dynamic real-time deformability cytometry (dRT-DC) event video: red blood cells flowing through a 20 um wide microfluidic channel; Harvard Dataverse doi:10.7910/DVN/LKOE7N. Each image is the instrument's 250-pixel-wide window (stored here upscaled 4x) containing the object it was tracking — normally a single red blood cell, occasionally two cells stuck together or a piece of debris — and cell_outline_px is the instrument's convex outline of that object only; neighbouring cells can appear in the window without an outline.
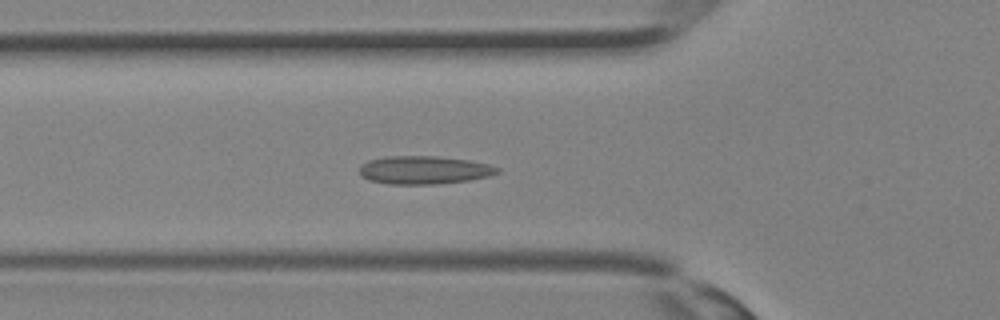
{"species": "Egyptian fruit bat (a non-hibernating species)", "species_latin": "Rousettus aegyptiacus", "temperature_condition": "room temperature", "stored_images_in_passage": 28, "camera_frame_rate_fps": 3000, "um_per_image_px": 0.085, "animal": {"sex": "female"}, "frame": {"image": 1, "passage_image": 6, "time_ms": 1.667, "image_size_px": [1000, 320], "cell_outline_px": [[496, 172], [480, 176], [460, 180], [376, 180], [364, 176], [360, 172], [360, 168], [376, 160], [460, 160], [480, 164], [492, 168]], "centroid_in_image_um": [36.04, 14.45], "position_along_channel_um": 89.8, "area_um2": 16.76}}
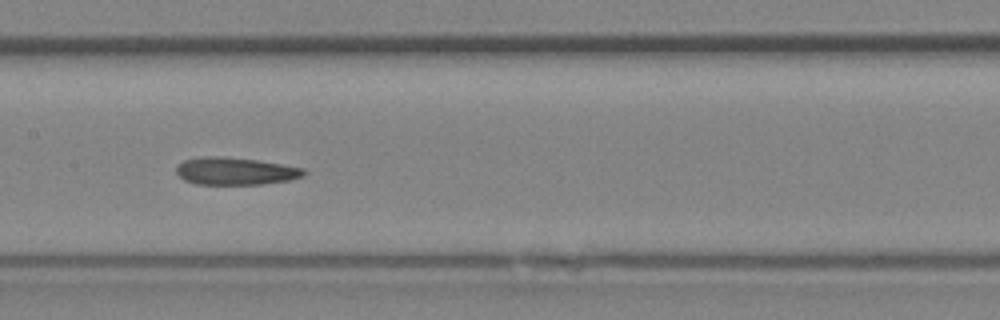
{"frame": {"image": 2, "passage_image": 11, "time_ms": 3.333, "image_size_px": [1000, 320], "cell_outline_px": [[304, 172], [296, 176], [280, 180], [252, 184], [204, 184], [188, 180], [180, 176], [180, 164], [188, 160], [252, 160], [276, 164], [296, 168]], "centroid_in_image_um": [19.98, 14.6], "position_along_channel_um": 187.4, "area_um2": 17.34}}
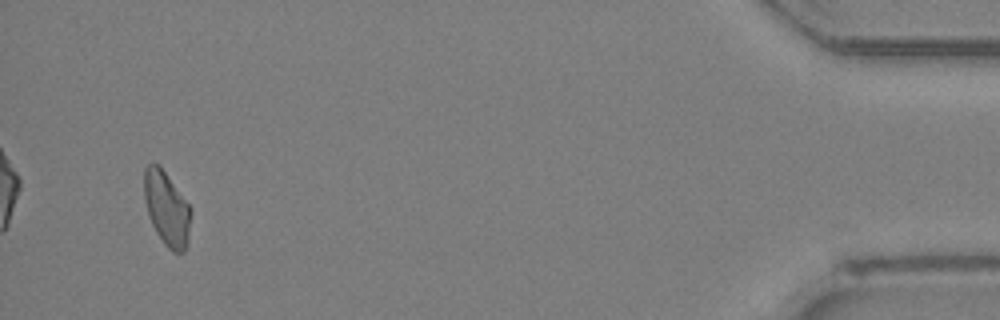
{"frame": {"image": 3, "passage_image": 27, "time_ms": 8.667, "image_size_px": [1000, 320], "cell_outline_px": [[188, 220], [184, 248], [180, 252], [176, 252], [160, 236], [152, 220], [148, 208], [144, 192], [144, 172], [148, 168], [156, 164], [164, 172], [188, 204]], "centroid_in_image_um": [14.13, 17.65], "position_along_channel_um": 421.1, "area_um2": 17.8}}